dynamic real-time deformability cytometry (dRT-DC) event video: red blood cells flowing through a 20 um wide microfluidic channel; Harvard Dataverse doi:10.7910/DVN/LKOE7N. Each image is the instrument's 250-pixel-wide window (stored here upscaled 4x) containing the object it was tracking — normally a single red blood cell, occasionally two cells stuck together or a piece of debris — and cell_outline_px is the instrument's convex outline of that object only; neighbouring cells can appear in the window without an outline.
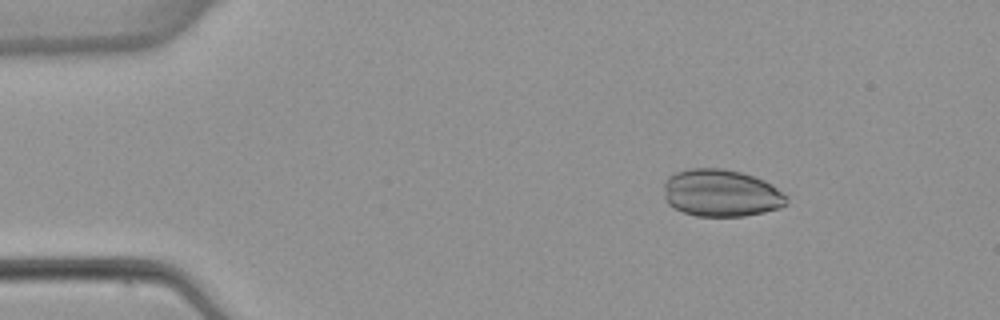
{"species": "common noctule bat (a hibernating species)", "species_latin": "Nyctalus noctula", "temperature_condition": "warm", "stored_images_in_passage": 3, "camera_frame_rate_fps": 3000, "um_per_image_px": 0.085, "animal": {"sex": "female", "body_mass_g": 22.7, "forearm_length_mm": 54.2}, "frame": {"image": 1, "passage_image": 1, "time_ms": 0.0, "image_size_px": [1000, 320], "cell_outline_px": [[788, 204], [780, 208], [764, 212], [744, 216], [696, 216], [684, 212], [668, 204], [664, 196], [664, 180], [668, 176], [676, 172], [688, 168], [724, 168], [740, 172], [764, 180], [772, 184], [788, 196]], "centroid_in_image_um": [61.3, 16.4], "position_along_channel_um": 23.7, "area_um2": 34.1}}